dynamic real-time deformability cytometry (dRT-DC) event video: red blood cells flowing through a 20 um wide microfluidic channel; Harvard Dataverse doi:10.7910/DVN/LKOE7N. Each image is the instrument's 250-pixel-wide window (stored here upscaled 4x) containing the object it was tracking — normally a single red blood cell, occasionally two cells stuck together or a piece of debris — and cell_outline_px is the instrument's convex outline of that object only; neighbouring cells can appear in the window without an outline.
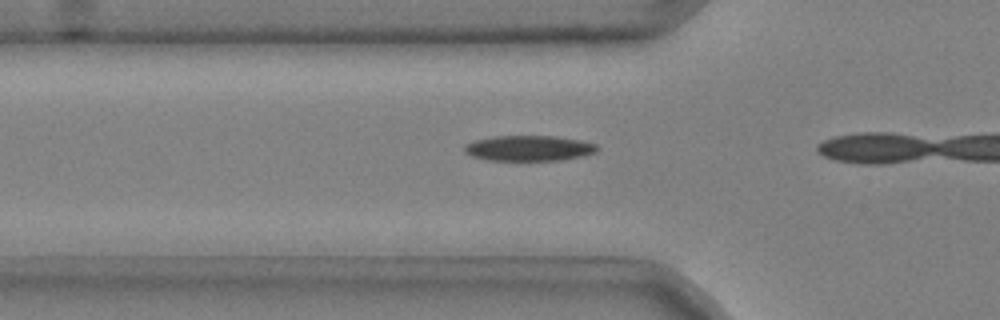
{"species": "common noctule bat (a hibernating species)", "species_latin": "Nyctalus noctula", "temperature_condition": "cold", "stored_images_in_passage": 6, "camera_frame_rate_fps": 3000, "um_per_image_px": 0.085, "animal": {"sex": "male", "body_mass_g": 20.4}, "frame": {"image": 1, "passage_image": 4, "time_ms": 1.0, "image_size_px": [1000, 320], "cell_outline_px": [[600, 148], [596, 152], [584, 156], [560, 160], [488, 160], [472, 156], [464, 152], [464, 144], [476, 140], [496, 136], [556, 136], [580, 140], [596, 144]], "centroid_in_image_um": [44.98, 12.6], "position_along_channel_um": 80.8, "area_um2": 19.71}}